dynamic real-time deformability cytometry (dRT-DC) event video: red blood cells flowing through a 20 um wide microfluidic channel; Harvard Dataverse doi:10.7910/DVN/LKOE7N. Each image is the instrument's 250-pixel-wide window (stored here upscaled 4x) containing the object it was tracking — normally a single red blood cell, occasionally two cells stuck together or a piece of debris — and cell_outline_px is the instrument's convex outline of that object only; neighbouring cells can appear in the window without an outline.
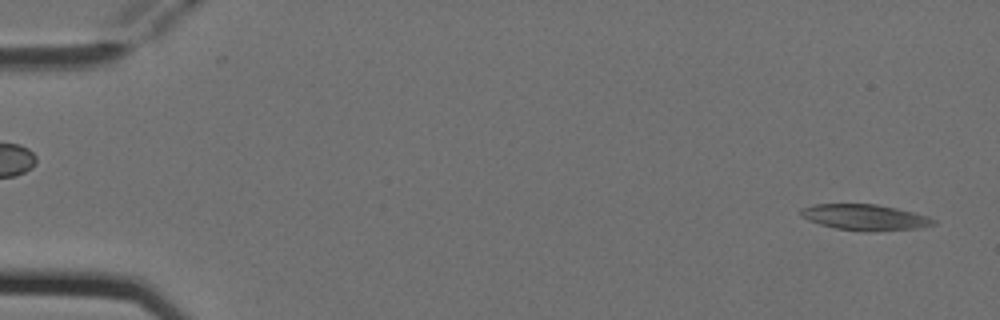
{"species": "Egyptian fruit bat (a non-hibernating species)", "species_latin": "Rousettus aegyptiacus", "temperature_condition": "cold", "stored_images_in_passage": 3, "camera_frame_rate_fps": 3000, "um_per_image_px": 0.085, "animal": {"sex": "female"}, "frame": {"image": 1, "passage_image": 3, "time_ms": 0.667, "image_size_px": [1000, 320], "cell_outline_px": [[936, 224], [916, 228], [872, 232], [836, 228], [820, 224], [808, 220], [800, 216], [800, 208], [812, 204], [876, 204], [896, 208], [928, 216], [936, 220]], "centroid_in_image_um": [73.49, 18.46], "position_along_channel_um": 11.5, "area_um2": 20.0}}